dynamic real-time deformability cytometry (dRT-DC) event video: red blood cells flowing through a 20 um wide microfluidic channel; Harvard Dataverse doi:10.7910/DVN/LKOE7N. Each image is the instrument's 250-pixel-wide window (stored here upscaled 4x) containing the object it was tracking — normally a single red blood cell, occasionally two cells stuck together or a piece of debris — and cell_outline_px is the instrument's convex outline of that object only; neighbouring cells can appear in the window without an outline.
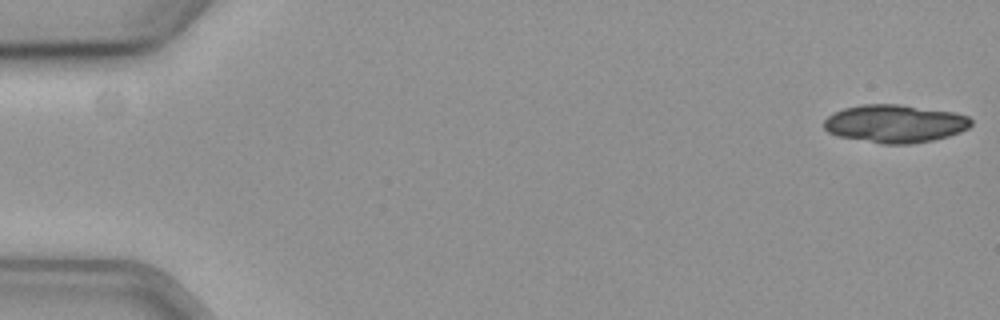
{"species": "common noctule bat (a hibernating species)", "species_latin": "Nyctalus noctula", "temperature_condition": "cold", "stored_images_in_passage": 14, "camera_frame_rate_fps": 3000, "um_per_image_px": 0.085, "animal": {"sex": "female", "body_mass_g": 19.3, "forearm_length_mm": 54.1}, "frame": {"image": 1, "passage_image": 1, "time_ms": 0.0, "image_size_px": [1000, 320], "cell_outline_px": [[972, 124], [968, 128], [960, 132], [948, 136], [932, 140], [912, 144], [880, 144], [840, 136], [828, 132], [824, 128], [824, 120], [828, 116], [844, 108], [864, 104], [900, 104], [952, 112], [968, 116], [972, 120]], "centroid_in_image_um": [76.08, 10.51], "position_along_channel_um": 8.9, "area_um2": 32.48}}